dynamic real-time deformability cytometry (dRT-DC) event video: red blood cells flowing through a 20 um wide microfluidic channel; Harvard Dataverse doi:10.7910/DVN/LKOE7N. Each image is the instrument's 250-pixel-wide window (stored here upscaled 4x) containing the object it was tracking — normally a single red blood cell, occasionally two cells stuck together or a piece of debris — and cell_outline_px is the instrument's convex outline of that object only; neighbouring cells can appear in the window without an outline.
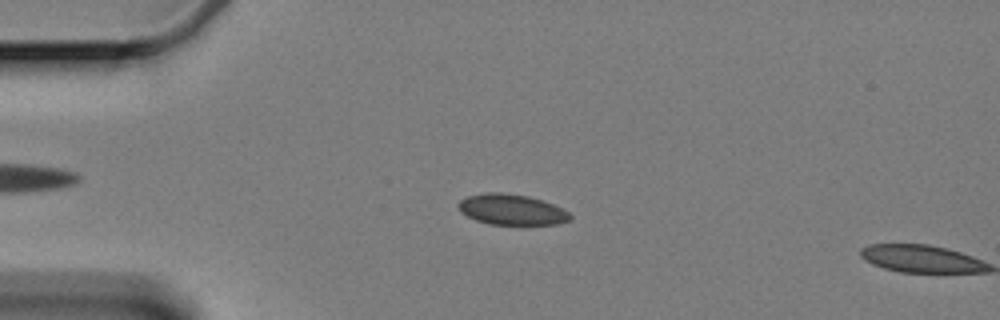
{"species": "Egyptian fruit bat (a non-hibernating species)", "species_latin": "Rousettus aegyptiacus", "temperature_condition": "cold", "stored_images_in_passage": 5, "camera_frame_rate_fps": 3000, "um_per_image_px": 0.085, "animal": {"sex": "female"}, "frame": {"image": 1, "passage_image": 4, "time_ms": 1.0, "image_size_px": [1000, 320], "cell_outline_px": [[572, 216], [568, 220], [556, 224], [488, 224], [476, 220], [460, 212], [456, 204], [460, 200], [468, 196], [488, 192], [500, 192], [528, 196], [552, 204], [568, 212]], "centroid_in_image_um": [43.43, 17.81], "position_along_channel_um": 41.6, "area_um2": 19.71}}